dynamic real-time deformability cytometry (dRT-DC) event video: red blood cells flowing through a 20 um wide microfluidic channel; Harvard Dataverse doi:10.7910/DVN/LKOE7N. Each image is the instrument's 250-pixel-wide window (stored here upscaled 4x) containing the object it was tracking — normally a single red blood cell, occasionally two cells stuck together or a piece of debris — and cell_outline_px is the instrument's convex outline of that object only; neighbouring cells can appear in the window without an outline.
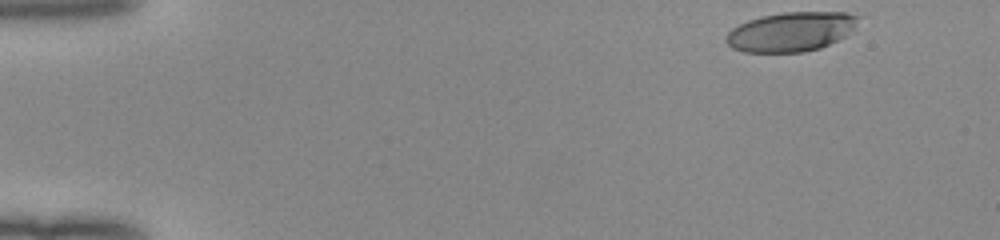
{"species": "human", "species_latin": "Homo sapiens", "temperature_condition": "room temperature", "stored_images_in_passage": 48, "camera_frame_rate_fps": 3000, "um_per_image_px": 0.085, "donor": {"sex": "female"}, "frame": {"image": 1, "passage_image": 1, "time_ms": 0.0, "image_size_px": [1000, 240], "cell_outline_px": [[860, 16], [852, 28], [844, 36], [820, 48], [804, 52], [744, 52], [732, 48], [724, 40], [724, 36], [732, 28], [748, 20], [760, 16], [784, 12], [848, 12]], "centroid_in_image_um": [67.18, 2.69], "position_along_channel_um": 17.8, "area_um2": 30.23}}
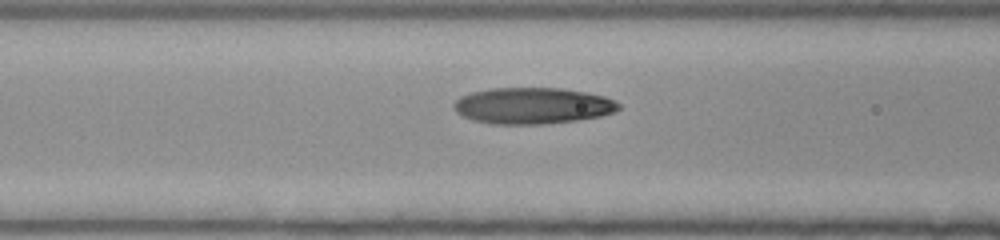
{"frame": {"image": 2, "passage_image": 18, "time_ms": 5.667, "image_size_px": [1000, 240], "cell_outline_px": [[620, 108], [616, 112], [600, 116], [576, 120], [540, 124], [492, 124], [472, 120], [456, 112], [452, 108], [452, 104], [460, 96], [472, 92], [488, 88], [560, 88], [588, 92], [604, 96], [620, 104]], "centroid_in_image_um": [45.25, 8.98], "position_along_channel_um": 121.4, "area_um2": 35.03}}
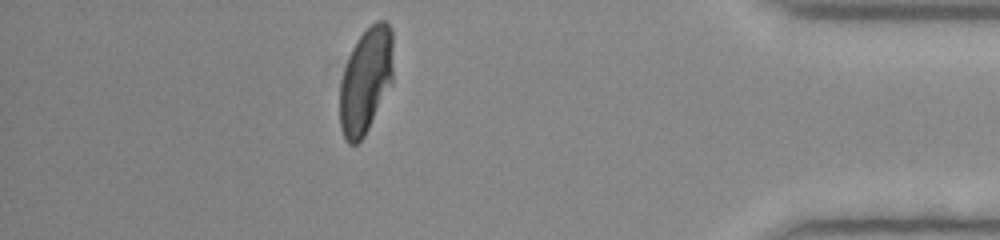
{"frame": {"image": 3, "passage_image": 42, "time_ms": 13.667, "image_size_px": [1000, 240], "cell_outline_px": [[392, 84], [364, 136], [356, 144], [348, 144], [344, 140], [340, 128], [340, 80], [348, 56], [356, 40], [376, 20], [384, 20], [392, 28]], "centroid_in_image_um": [31.08, 6.85], "position_along_channel_um": 404.1, "area_um2": 33.06}, "authors_computed_cell_mechanics": {"area_um2": 34.102, "velocity_mm_per_s": 4.0106, "shape_relaxation_time_tau1_ms": 5.4105, "shape_relaxation_time_tau2_ms": 1.1948, "deformation_change_tau1": 0.2392, "deformation_change_tau2": 0.0737}}